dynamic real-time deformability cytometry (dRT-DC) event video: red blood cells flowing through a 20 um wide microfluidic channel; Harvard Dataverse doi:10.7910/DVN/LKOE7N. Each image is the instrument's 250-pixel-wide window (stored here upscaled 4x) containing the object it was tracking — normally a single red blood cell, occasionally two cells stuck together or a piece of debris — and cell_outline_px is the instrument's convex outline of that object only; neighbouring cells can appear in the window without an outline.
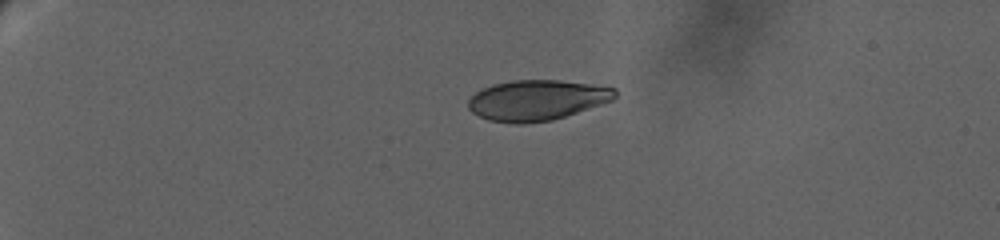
{"species": "human", "species_latin": "Homo sapiens", "temperature_condition": "warm", "stored_images_in_passage": 50, "camera_frame_rate_fps": 3000, "um_per_image_px": 0.085, "donor": {"sex": "female"}, "frame": {"image": 1, "passage_image": 1, "time_ms": 0.0, "image_size_px": [1000, 240], "cell_outline_px": [[616, 96], [612, 100], [552, 120], [524, 124], [512, 124], [488, 120], [472, 112], [468, 108], [468, 100], [476, 92], [492, 84], [512, 80], [560, 80], [616, 88]], "centroid_in_image_um": [45.59, 8.52], "position_along_channel_um": 39.4, "area_um2": 34.39}}
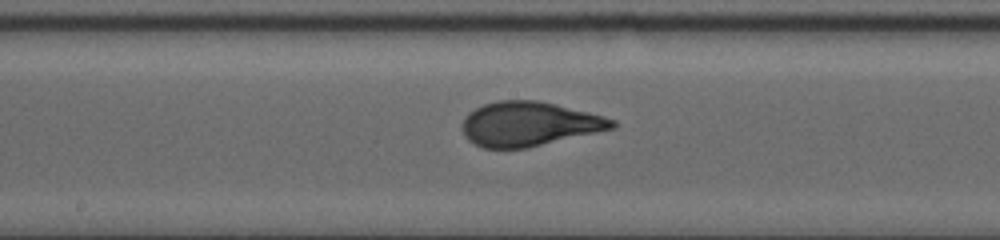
{"frame": {"image": 2, "passage_image": 28, "time_ms": 8.667, "image_size_px": [1000, 240], "cell_outline_px": [[616, 128], [528, 148], [484, 148], [468, 140], [464, 136], [464, 116], [468, 112], [484, 104], [496, 100], [536, 100], [604, 116], [616, 120]], "centroid_in_image_um": [44.98, 10.54], "position_along_channel_um": 203.2, "area_um2": 38.61}}
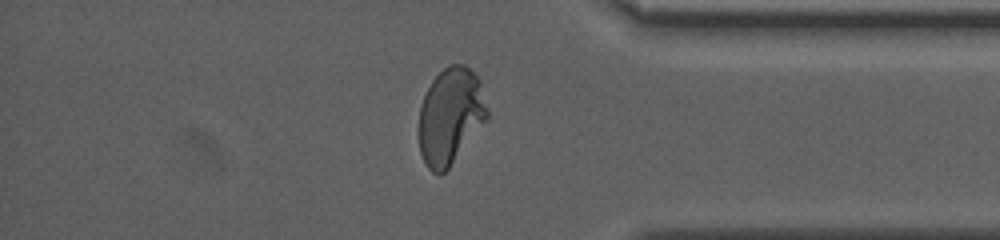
{"frame": {"image": 3, "passage_image": 47, "time_ms": 15.667, "image_size_px": [1000, 240], "cell_outline_px": [[488, 120], [448, 168], [440, 176], [432, 172], [428, 168], [420, 152], [420, 108], [424, 96], [432, 80], [448, 64], [464, 64], [480, 80], [488, 112]], "centroid_in_image_um": [38.31, 9.87], "position_along_channel_um": 396.9, "area_um2": 38.15}, "authors_computed_cell_mechanics": {"area_um2": 37.9746, "velocity_mm_per_s": 2.882, "shape_relaxation_time_tau1_ms": 5.3546, "shape_relaxation_time_tau2_ms": null, "deformation_change_tau1": 0.2086, "deformation_change_tau2": null}}